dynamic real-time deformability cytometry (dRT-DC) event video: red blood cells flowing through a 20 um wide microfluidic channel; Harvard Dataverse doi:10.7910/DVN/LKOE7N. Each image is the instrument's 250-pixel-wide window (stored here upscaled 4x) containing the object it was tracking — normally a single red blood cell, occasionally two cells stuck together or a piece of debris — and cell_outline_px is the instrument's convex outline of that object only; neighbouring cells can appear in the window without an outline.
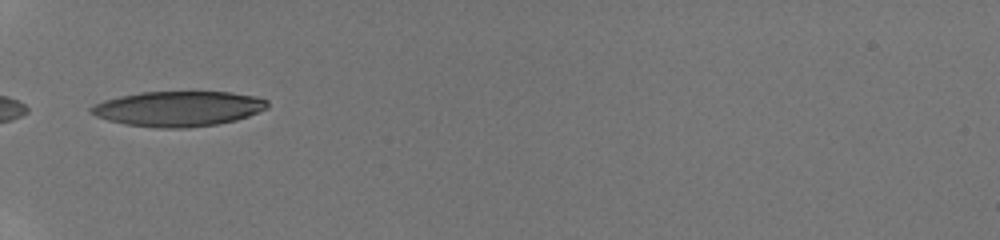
{"species": "human", "species_latin": "Homo sapiens", "temperature_condition": "room temperature", "stored_images_in_passage": 27, "camera_frame_rate_fps": 3000, "um_per_image_px": 0.085, "donor": {"sex": "male"}, "frame": {"image": 1, "passage_image": 1, "time_ms": 0.0, "image_size_px": [1000, 240], "cell_outline_px": [[268, 108], [248, 116], [236, 120], [216, 124], [188, 128], [156, 128], [124, 124], [108, 120], [96, 116], [88, 108], [104, 100], [120, 96], [140, 92], [232, 92], [256, 96], [268, 100]], "centroid_in_image_um": [15.18, 9.24], "position_along_channel_um": 69.8, "area_um2": 36.18}}
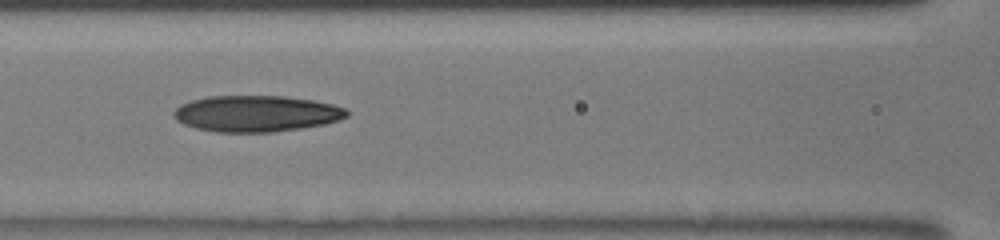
{"frame": {"image": 2, "passage_image": 6, "time_ms": 2.0, "image_size_px": [1000, 240], "cell_outline_px": [[348, 116], [340, 120], [324, 124], [300, 128], [272, 132], [216, 132], [196, 128], [184, 124], [176, 120], [172, 116], [172, 112], [180, 104], [192, 100], [208, 96], [284, 96], [312, 100], [332, 104], [344, 108], [348, 112]], "centroid_in_image_um": [21.76, 9.65], "position_along_channel_um": 144.8, "area_um2": 36.59}}
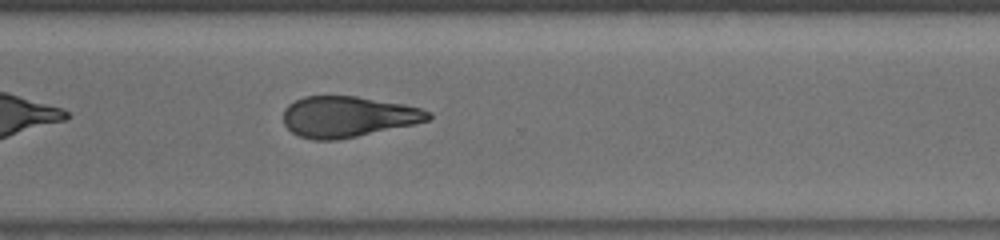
{"frame": {"image": 3, "passage_image": 18, "time_ms": 6.667, "image_size_px": [1000, 240], "cell_outline_px": [[432, 116], [428, 120], [412, 124], [356, 136], [336, 140], [312, 140], [300, 136], [292, 132], [284, 124], [284, 108], [288, 104], [304, 96], [356, 96], [404, 104], [420, 108], [432, 112]], "centroid_in_image_um": [29.54, 9.91], "position_along_channel_um": 341.1, "area_um2": 34.28}, "authors_computed_cell_mechanics": {"area_um2": 35.3158, "velocity_mm_per_s": 4.2141, "shape_relaxation_time_tau1_ms": 8.6565, "shape_relaxation_time_tau2_ms": 4.4174, "deformation_change_tau1": 0.2373, "deformation_change_tau2": 0.1508}}